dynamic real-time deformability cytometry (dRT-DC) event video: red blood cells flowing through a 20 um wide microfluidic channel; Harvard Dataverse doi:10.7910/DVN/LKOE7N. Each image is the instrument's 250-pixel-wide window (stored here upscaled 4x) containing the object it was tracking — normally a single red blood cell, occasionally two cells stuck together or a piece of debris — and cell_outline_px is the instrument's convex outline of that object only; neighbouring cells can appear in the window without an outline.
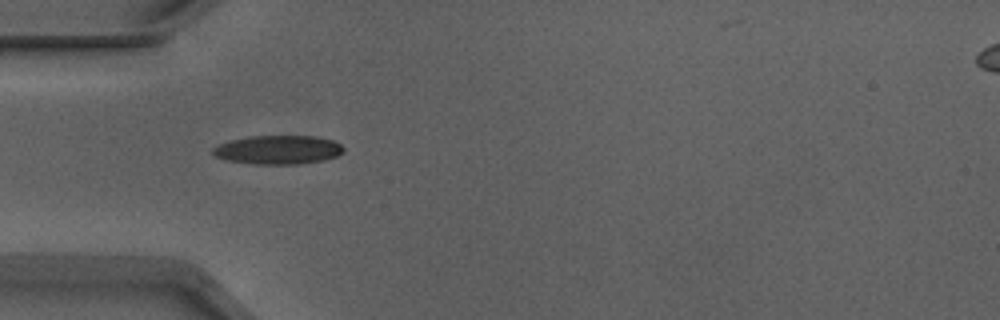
{"species": "Egyptian fruit bat (a non-hibernating species)", "species_latin": "Rousettus aegyptiacus", "temperature_condition": "warm", "stored_images_in_passage": 16, "camera_frame_rate_fps": 3000, "um_per_image_px": 0.085, "animal": {"sex": "male"}, "frame": {"image": 1, "passage_image": 1, "time_ms": 0.0, "image_size_px": [1000, 320], "cell_outline_px": [[344, 152], [336, 156], [324, 160], [300, 164], [252, 164], [228, 160], [216, 156], [212, 152], [212, 148], [216, 144], [228, 140], [248, 136], [316, 136], [332, 140], [340, 144], [344, 148]], "centroid_in_image_um": [23.62, 12.72], "position_along_channel_um": 61.4, "area_um2": 22.14}}
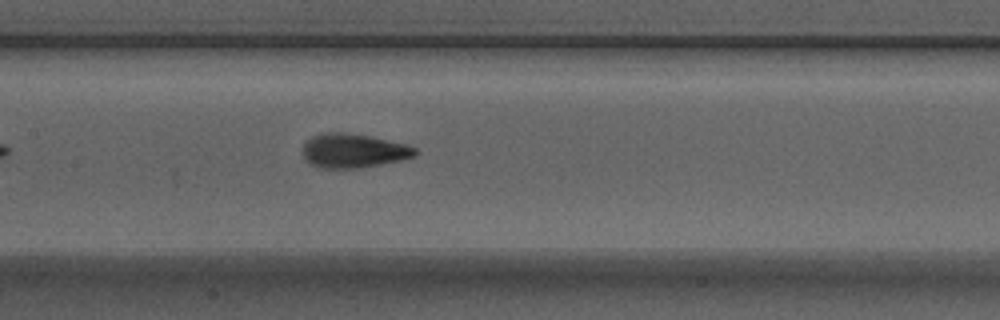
{"frame": {"image": 2, "passage_image": 10, "time_ms": 3.0, "image_size_px": [1000, 320], "cell_outline_px": [[416, 156], [400, 160], [360, 168], [320, 168], [308, 164], [304, 156], [304, 144], [312, 136], [328, 132], [340, 132], [368, 136], [408, 144], [416, 148]], "centroid_in_image_um": [30.04, 12.82], "position_along_channel_um": 177.4, "area_um2": 22.2}}
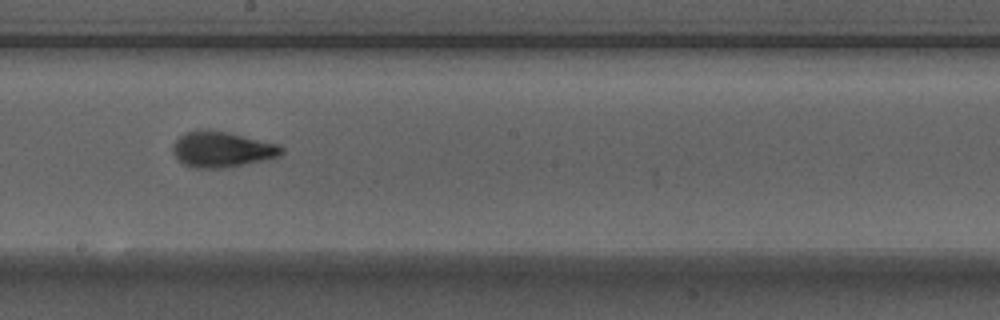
{"frame": {"image": 3, "passage_image": 14, "time_ms": 4.333, "image_size_px": [1000, 320], "cell_outline_px": [[284, 152], [280, 156], [264, 160], [224, 168], [196, 168], [184, 164], [172, 152], [172, 144], [184, 132], [228, 132], [276, 144], [284, 148]], "centroid_in_image_um": [18.88, 12.73], "position_along_channel_um": 229.3, "area_um2": 21.96}}